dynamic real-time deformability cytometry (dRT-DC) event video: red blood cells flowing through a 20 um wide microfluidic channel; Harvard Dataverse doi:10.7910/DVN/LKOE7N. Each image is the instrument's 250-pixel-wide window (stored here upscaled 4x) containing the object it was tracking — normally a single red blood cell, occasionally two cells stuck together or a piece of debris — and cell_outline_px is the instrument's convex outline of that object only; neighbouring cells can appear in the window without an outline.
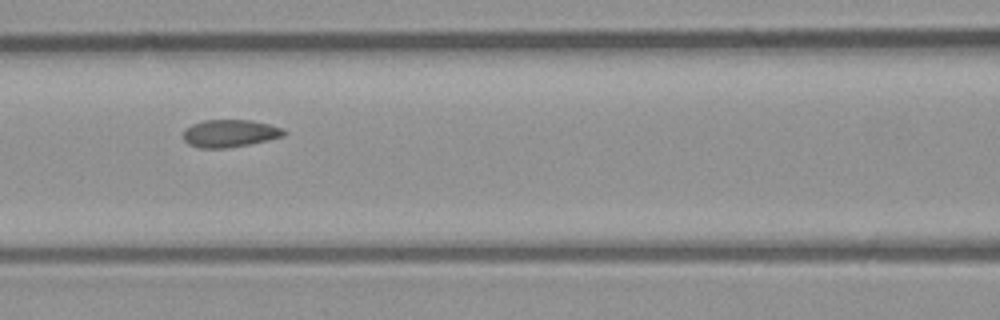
{"species": "common noctule bat (a hibernating species)", "species_latin": "Nyctalus noctula", "temperature_condition": "room temperature", "stored_images_in_passage": 8, "camera_frame_rate_fps": 3000, "um_per_image_px": 0.085, "animal": {"sex": "male", "body_mass_g": 23.1, "forearm_length_mm": 52.7}, "frame": {"image": 1, "passage_image": 6, "time_ms": 1.667, "image_size_px": [1000, 320], "cell_outline_px": [[284, 136], [268, 140], [248, 144], [224, 148], [200, 148], [188, 144], [184, 140], [184, 132], [192, 124], [204, 120], [252, 120], [284, 128]], "centroid_in_image_um": [19.54, 11.33], "position_along_channel_um": 147.1, "area_um2": 15.95}}
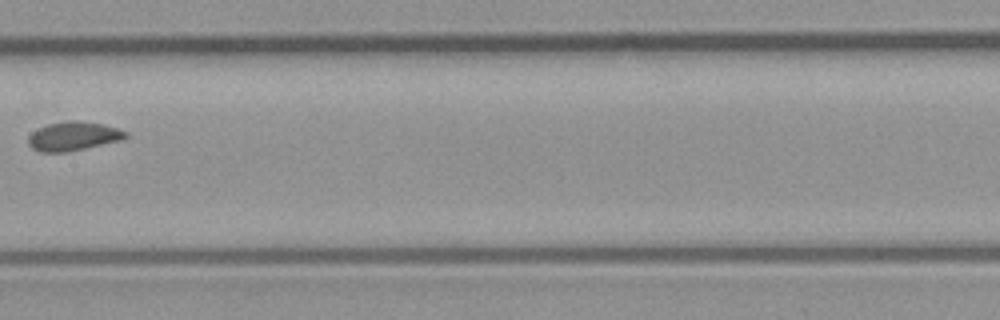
{"frame": {"image": 2, "passage_image": 7, "time_ms": 2.0, "image_size_px": [1000, 320], "cell_outline_px": [[128, 136], [120, 140], [68, 152], [40, 152], [32, 148], [28, 144], [28, 136], [32, 132], [48, 124], [68, 120], [80, 120], [100, 124], [116, 128], [128, 132]], "centroid_in_image_um": [6.21, 11.58], "position_along_channel_um": 201.2, "area_um2": 16.3}}
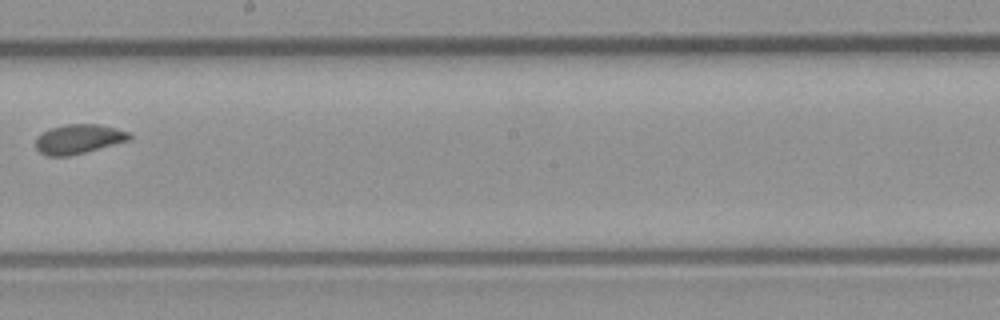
{"frame": {"image": 3, "passage_image": 8, "time_ms": 2.333, "image_size_px": [1000, 320], "cell_outline_px": [[132, 140], [68, 156], [48, 156], [40, 152], [36, 148], [36, 136], [52, 128], [64, 124], [100, 124], [116, 128], [128, 132], [132, 136]], "centroid_in_image_um": [6.7, 11.81], "position_along_channel_um": 241.5, "area_um2": 16.07}}